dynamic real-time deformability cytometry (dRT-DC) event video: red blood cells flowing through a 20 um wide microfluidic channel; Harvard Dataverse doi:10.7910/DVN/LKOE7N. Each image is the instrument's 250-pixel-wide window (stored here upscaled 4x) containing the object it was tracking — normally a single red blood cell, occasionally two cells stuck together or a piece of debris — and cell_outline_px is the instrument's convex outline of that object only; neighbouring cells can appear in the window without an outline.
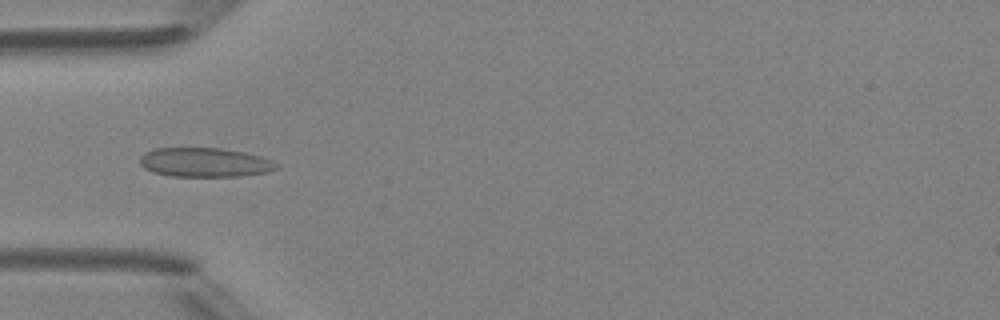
{"species": "Egyptian fruit bat (a non-hibernating species)", "species_latin": "Rousettus aegyptiacus", "temperature_condition": "room temperature", "stored_images_in_passage": 5, "camera_frame_rate_fps": 3000, "um_per_image_px": 0.085, "animal": {"sex": "female"}, "frame": {"image": 1, "passage_image": 5, "time_ms": 4.667, "image_size_px": [1000, 320], "cell_outline_px": [[280, 168], [268, 172], [240, 176], [172, 176], [152, 172], [144, 168], [140, 164], [140, 156], [144, 152], [156, 148], [220, 148], [244, 152], [260, 156], [272, 160]], "centroid_in_image_um": [17.4, 13.8], "position_along_channel_um": 67.6, "area_um2": 23.29}}